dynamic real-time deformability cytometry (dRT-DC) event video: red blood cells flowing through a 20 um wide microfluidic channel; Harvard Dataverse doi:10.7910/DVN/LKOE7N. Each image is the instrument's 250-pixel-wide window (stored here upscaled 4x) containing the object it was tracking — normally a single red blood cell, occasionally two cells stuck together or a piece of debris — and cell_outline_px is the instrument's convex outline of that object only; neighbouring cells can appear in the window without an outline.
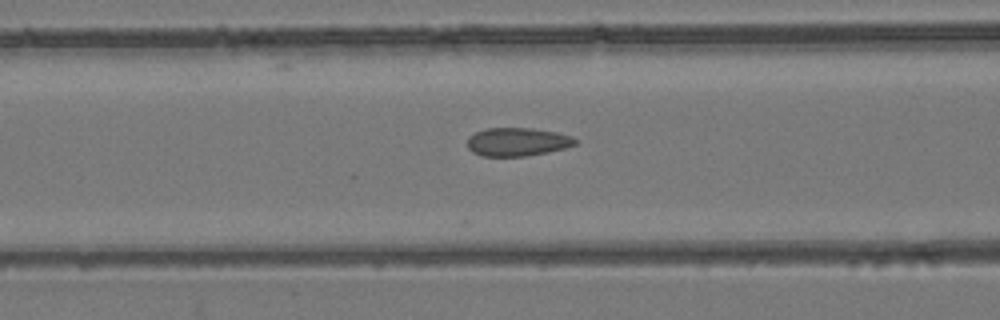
{"species": "common noctule bat (a hibernating species)", "species_latin": "Nyctalus noctula", "temperature_condition": "room temperature", "stored_images_in_passage": 33, "camera_frame_rate_fps": 3000, "um_per_image_px": 0.085, "animal": {"sex": "female", "body_mass_g": 24.6, "forearm_length_mm": 56.2}, "frame": {"image": 1, "passage_image": 6, "time_ms": 1.667, "image_size_px": [1000, 320], "cell_outline_px": [[580, 140], [576, 144], [564, 148], [548, 152], [528, 156], [480, 156], [472, 152], [468, 148], [468, 136], [484, 128], [532, 128], [556, 132], [572, 136]], "centroid_in_image_um": [43.98, 12.06], "position_along_channel_um": 122.6, "area_um2": 18.03}}
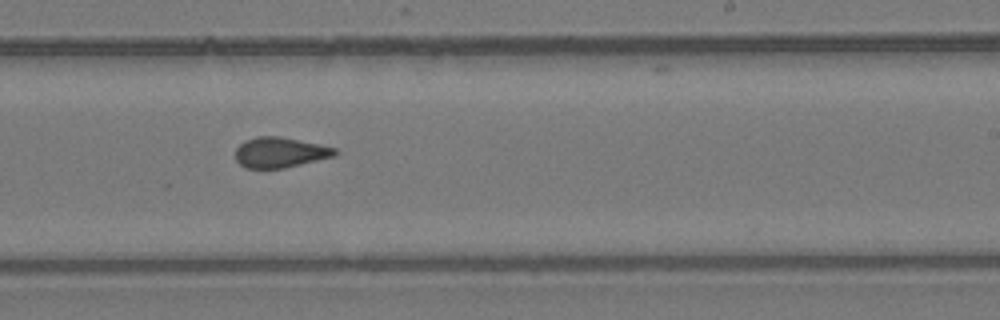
{"frame": {"image": 2, "passage_image": 17, "time_ms": 5.333, "image_size_px": [1000, 320], "cell_outline_px": [[340, 152], [336, 156], [284, 168], [244, 168], [236, 160], [236, 148], [244, 140], [256, 136], [280, 136], [320, 144], [336, 148]], "centroid_in_image_um": [23.82, 12.95], "position_along_channel_um": 265.2, "area_um2": 17.8}}
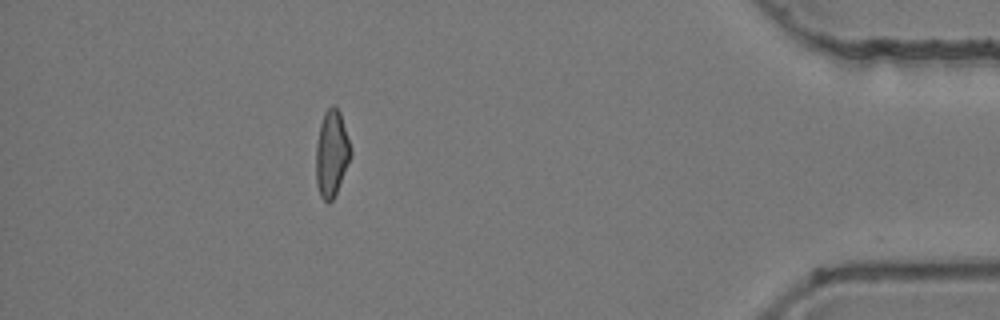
{"frame": {"image": 3, "passage_image": 32, "time_ms": 10.333, "image_size_px": [1000, 320], "cell_outline_px": [[352, 156], [336, 192], [332, 200], [328, 204], [320, 196], [316, 184], [316, 144], [320, 124], [324, 112], [332, 104], [340, 112], [352, 148]], "centroid_in_image_um": [28.19, 13.05], "position_along_channel_um": 407.0, "area_um2": 17.63}, "authors_computed_cell_mechanics": {"area_um2": 18.0336, "velocity_mm_per_s": 3.89, "shape_relaxation_time_tau1_ms": null, "shape_relaxation_time_tau2_ms": 1.5991, "deformation_change_tau1": null, "deformation_change_tau2": 0.0593}}